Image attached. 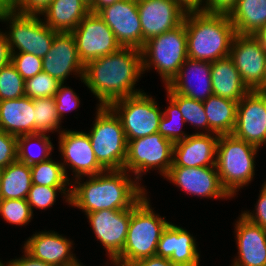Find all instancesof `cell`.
I'll list each match as a JSON object with an SVG mask.
<instances>
[{
	"label": "cell",
	"instance_id": "1",
	"mask_svg": "<svg viewBox=\"0 0 266 266\" xmlns=\"http://www.w3.org/2000/svg\"><path fill=\"white\" fill-rule=\"evenodd\" d=\"M142 74L141 50L121 47L86 63L81 82L98 99L97 106H109L114 101L143 92L135 87Z\"/></svg>",
	"mask_w": 266,
	"mask_h": 266
},
{
	"label": "cell",
	"instance_id": "2",
	"mask_svg": "<svg viewBox=\"0 0 266 266\" xmlns=\"http://www.w3.org/2000/svg\"><path fill=\"white\" fill-rule=\"evenodd\" d=\"M85 177V182L78 177L69 186L71 207H77L85 215L98 210L130 209L147 193L145 186L124 169Z\"/></svg>",
	"mask_w": 266,
	"mask_h": 266
},
{
	"label": "cell",
	"instance_id": "3",
	"mask_svg": "<svg viewBox=\"0 0 266 266\" xmlns=\"http://www.w3.org/2000/svg\"><path fill=\"white\" fill-rule=\"evenodd\" d=\"M183 22L189 59L214 62L229 56L236 33L228 14L205 13L189 8Z\"/></svg>",
	"mask_w": 266,
	"mask_h": 266
},
{
	"label": "cell",
	"instance_id": "4",
	"mask_svg": "<svg viewBox=\"0 0 266 266\" xmlns=\"http://www.w3.org/2000/svg\"><path fill=\"white\" fill-rule=\"evenodd\" d=\"M147 194L131 207L124 248L111 264L129 266L137 260L155 256L161 234L170 222L154 212Z\"/></svg>",
	"mask_w": 266,
	"mask_h": 266
},
{
	"label": "cell",
	"instance_id": "5",
	"mask_svg": "<svg viewBox=\"0 0 266 266\" xmlns=\"http://www.w3.org/2000/svg\"><path fill=\"white\" fill-rule=\"evenodd\" d=\"M259 149L232 134L219 136L215 166L223 188L232 198L253 181Z\"/></svg>",
	"mask_w": 266,
	"mask_h": 266
},
{
	"label": "cell",
	"instance_id": "6",
	"mask_svg": "<svg viewBox=\"0 0 266 266\" xmlns=\"http://www.w3.org/2000/svg\"><path fill=\"white\" fill-rule=\"evenodd\" d=\"M87 134L96 160L105 170L124 168L127 140L120 119L109 106L96 105V117Z\"/></svg>",
	"mask_w": 266,
	"mask_h": 266
},
{
	"label": "cell",
	"instance_id": "7",
	"mask_svg": "<svg viewBox=\"0 0 266 266\" xmlns=\"http://www.w3.org/2000/svg\"><path fill=\"white\" fill-rule=\"evenodd\" d=\"M141 54L143 74L153 68L160 74L164 85H168L188 58L185 23L148 39Z\"/></svg>",
	"mask_w": 266,
	"mask_h": 266
},
{
	"label": "cell",
	"instance_id": "8",
	"mask_svg": "<svg viewBox=\"0 0 266 266\" xmlns=\"http://www.w3.org/2000/svg\"><path fill=\"white\" fill-rule=\"evenodd\" d=\"M41 16L23 15L12 8L0 11V22L7 23L5 35L11 53H29L43 58L57 31L47 26Z\"/></svg>",
	"mask_w": 266,
	"mask_h": 266
},
{
	"label": "cell",
	"instance_id": "9",
	"mask_svg": "<svg viewBox=\"0 0 266 266\" xmlns=\"http://www.w3.org/2000/svg\"><path fill=\"white\" fill-rule=\"evenodd\" d=\"M173 143L160 133L127 141L124 170L141 183L143 174L158 170L163 178L173 164Z\"/></svg>",
	"mask_w": 266,
	"mask_h": 266
},
{
	"label": "cell",
	"instance_id": "10",
	"mask_svg": "<svg viewBox=\"0 0 266 266\" xmlns=\"http://www.w3.org/2000/svg\"><path fill=\"white\" fill-rule=\"evenodd\" d=\"M155 100L143 91L109 105L120 119L127 141L158 132L163 111Z\"/></svg>",
	"mask_w": 266,
	"mask_h": 266
},
{
	"label": "cell",
	"instance_id": "11",
	"mask_svg": "<svg viewBox=\"0 0 266 266\" xmlns=\"http://www.w3.org/2000/svg\"><path fill=\"white\" fill-rule=\"evenodd\" d=\"M82 63L109 55L122 46L116 40L113 31L97 13H89L71 32Z\"/></svg>",
	"mask_w": 266,
	"mask_h": 266
},
{
	"label": "cell",
	"instance_id": "12",
	"mask_svg": "<svg viewBox=\"0 0 266 266\" xmlns=\"http://www.w3.org/2000/svg\"><path fill=\"white\" fill-rule=\"evenodd\" d=\"M137 8L142 28V48L148 39L181 25L189 9L182 0H137Z\"/></svg>",
	"mask_w": 266,
	"mask_h": 266
},
{
	"label": "cell",
	"instance_id": "13",
	"mask_svg": "<svg viewBox=\"0 0 266 266\" xmlns=\"http://www.w3.org/2000/svg\"><path fill=\"white\" fill-rule=\"evenodd\" d=\"M59 152L63 158L64 172L67 178L72 181L73 178L92 176L105 171V169L96 160L89 136L83 131L65 130L59 134ZM70 168H68V167ZM68 169L73 173L72 179L69 178Z\"/></svg>",
	"mask_w": 266,
	"mask_h": 266
},
{
	"label": "cell",
	"instance_id": "14",
	"mask_svg": "<svg viewBox=\"0 0 266 266\" xmlns=\"http://www.w3.org/2000/svg\"><path fill=\"white\" fill-rule=\"evenodd\" d=\"M130 216L131 208L98 210L86 214L96 239L108 254L106 256L109 260L103 266H109L121 254L127 238Z\"/></svg>",
	"mask_w": 266,
	"mask_h": 266
},
{
	"label": "cell",
	"instance_id": "15",
	"mask_svg": "<svg viewBox=\"0 0 266 266\" xmlns=\"http://www.w3.org/2000/svg\"><path fill=\"white\" fill-rule=\"evenodd\" d=\"M229 57L249 91H263L266 50L253 35L235 34Z\"/></svg>",
	"mask_w": 266,
	"mask_h": 266
},
{
	"label": "cell",
	"instance_id": "16",
	"mask_svg": "<svg viewBox=\"0 0 266 266\" xmlns=\"http://www.w3.org/2000/svg\"><path fill=\"white\" fill-rule=\"evenodd\" d=\"M266 92L249 91L237 107L236 124L232 135L258 148L265 146Z\"/></svg>",
	"mask_w": 266,
	"mask_h": 266
},
{
	"label": "cell",
	"instance_id": "17",
	"mask_svg": "<svg viewBox=\"0 0 266 266\" xmlns=\"http://www.w3.org/2000/svg\"><path fill=\"white\" fill-rule=\"evenodd\" d=\"M169 180L185 193L199 198H232L223 188L216 166L170 167L164 179Z\"/></svg>",
	"mask_w": 266,
	"mask_h": 266
},
{
	"label": "cell",
	"instance_id": "18",
	"mask_svg": "<svg viewBox=\"0 0 266 266\" xmlns=\"http://www.w3.org/2000/svg\"><path fill=\"white\" fill-rule=\"evenodd\" d=\"M122 47L142 49V28L137 0H120L97 12Z\"/></svg>",
	"mask_w": 266,
	"mask_h": 266
},
{
	"label": "cell",
	"instance_id": "19",
	"mask_svg": "<svg viewBox=\"0 0 266 266\" xmlns=\"http://www.w3.org/2000/svg\"><path fill=\"white\" fill-rule=\"evenodd\" d=\"M43 72L61 83L70 75L83 80L84 64L79 58L76 41L71 32H57L51 48L42 58Z\"/></svg>",
	"mask_w": 266,
	"mask_h": 266
},
{
	"label": "cell",
	"instance_id": "20",
	"mask_svg": "<svg viewBox=\"0 0 266 266\" xmlns=\"http://www.w3.org/2000/svg\"><path fill=\"white\" fill-rule=\"evenodd\" d=\"M73 241L56 231H39L24 241L23 250L52 266H85L73 254Z\"/></svg>",
	"mask_w": 266,
	"mask_h": 266
},
{
	"label": "cell",
	"instance_id": "21",
	"mask_svg": "<svg viewBox=\"0 0 266 266\" xmlns=\"http://www.w3.org/2000/svg\"><path fill=\"white\" fill-rule=\"evenodd\" d=\"M196 238L182 226L169 223L161 234L155 256L179 266H200Z\"/></svg>",
	"mask_w": 266,
	"mask_h": 266
},
{
	"label": "cell",
	"instance_id": "22",
	"mask_svg": "<svg viewBox=\"0 0 266 266\" xmlns=\"http://www.w3.org/2000/svg\"><path fill=\"white\" fill-rule=\"evenodd\" d=\"M239 216L234 224L238 252L231 266H266V229Z\"/></svg>",
	"mask_w": 266,
	"mask_h": 266
},
{
	"label": "cell",
	"instance_id": "23",
	"mask_svg": "<svg viewBox=\"0 0 266 266\" xmlns=\"http://www.w3.org/2000/svg\"><path fill=\"white\" fill-rule=\"evenodd\" d=\"M167 86L177 94L204 102L213 95L211 62L187 58Z\"/></svg>",
	"mask_w": 266,
	"mask_h": 266
},
{
	"label": "cell",
	"instance_id": "24",
	"mask_svg": "<svg viewBox=\"0 0 266 266\" xmlns=\"http://www.w3.org/2000/svg\"><path fill=\"white\" fill-rule=\"evenodd\" d=\"M218 134H190L173 145L171 167L215 166Z\"/></svg>",
	"mask_w": 266,
	"mask_h": 266
},
{
	"label": "cell",
	"instance_id": "25",
	"mask_svg": "<svg viewBox=\"0 0 266 266\" xmlns=\"http://www.w3.org/2000/svg\"><path fill=\"white\" fill-rule=\"evenodd\" d=\"M0 129L17 137L34 134L33 99L24 96L0 101Z\"/></svg>",
	"mask_w": 266,
	"mask_h": 266
},
{
	"label": "cell",
	"instance_id": "26",
	"mask_svg": "<svg viewBox=\"0 0 266 266\" xmlns=\"http://www.w3.org/2000/svg\"><path fill=\"white\" fill-rule=\"evenodd\" d=\"M89 13L83 0H52L41 17L54 31L72 32Z\"/></svg>",
	"mask_w": 266,
	"mask_h": 266
},
{
	"label": "cell",
	"instance_id": "27",
	"mask_svg": "<svg viewBox=\"0 0 266 266\" xmlns=\"http://www.w3.org/2000/svg\"><path fill=\"white\" fill-rule=\"evenodd\" d=\"M211 78L214 95L239 102L249 92L229 56L211 62Z\"/></svg>",
	"mask_w": 266,
	"mask_h": 266
},
{
	"label": "cell",
	"instance_id": "28",
	"mask_svg": "<svg viewBox=\"0 0 266 266\" xmlns=\"http://www.w3.org/2000/svg\"><path fill=\"white\" fill-rule=\"evenodd\" d=\"M228 16L236 34L253 35L266 24V0H238Z\"/></svg>",
	"mask_w": 266,
	"mask_h": 266
},
{
	"label": "cell",
	"instance_id": "29",
	"mask_svg": "<svg viewBox=\"0 0 266 266\" xmlns=\"http://www.w3.org/2000/svg\"><path fill=\"white\" fill-rule=\"evenodd\" d=\"M209 128L218 135L232 134L238 102L217 95H211L203 102Z\"/></svg>",
	"mask_w": 266,
	"mask_h": 266
},
{
	"label": "cell",
	"instance_id": "30",
	"mask_svg": "<svg viewBox=\"0 0 266 266\" xmlns=\"http://www.w3.org/2000/svg\"><path fill=\"white\" fill-rule=\"evenodd\" d=\"M32 185L30 166L15 161L0 170V199H26Z\"/></svg>",
	"mask_w": 266,
	"mask_h": 266
},
{
	"label": "cell",
	"instance_id": "31",
	"mask_svg": "<svg viewBox=\"0 0 266 266\" xmlns=\"http://www.w3.org/2000/svg\"><path fill=\"white\" fill-rule=\"evenodd\" d=\"M50 139V135L40 133L18 136L17 160L29 166L48 160L52 157V151L54 150V145ZM33 142L39 146L40 153H33V149H31L34 145Z\"/></svg>",
	"mask_w": 266,
	"mask_h": 266
},
{
	"label": "cell",
	"instance_id": "32",
	"mask_svg": "<svg viewBox=\"0 0 266 266\" xmlns=\"http://www.w3.org/2000/svg\"><path fill=\"white\" fill-rule=\"evenodd\" d=\"M165 89L168 95L177 105L184 118L185 123L198 128L201 131L195 134H210L214 133L208 126V119L205 113L203 102L191 99L173 92L167 85Z\"/></svg>",
	"mask_w": 266,
	"mask_h": 266
},
{
	"label": "cell",
	"instance_id": "33",
	"mask_svg": "<svg viewBox=\"0 0 266 266\" xmlns=\"http://www.w3.org/2000/svg\"><path fill=\"white\" fill-rule=\"evenodd\" d=\"M34 107V134H48L55 131L61 134V120L56 111L54 97L35 98L33 99Z\"/></svg>",
	"mask_w": 266,
	"mask_h": 266
},
{
	"label": "cell",
	"instance_id": "34",
	"mask_svg": "<svg viewBox=\"0 0 266 266\" xmlns=\"http://www.w3.org/2000/svg\"><path fill=\"white\" fill-rule=\"evenodd\" d=\"M32 184L49 187H67L71 181L67 178L61 161L48 160L31 165Z\"/></svg>",
	"mask_w": 266,
	"mask_h": 266
},
{
	"label": "cell",
	"instance_id": "35",
	"mask_svg": "<svg viewBox=\"0 0 266 266\" xmlns=\"http://www.w3.org/2000/svg\"><path fill=\"white\" fill-rule=\"evenodd\" d=\"M167 100L169 101V106L165 110H162L163 115L160 119L158 133L174 144L182 141L190 134L185 133L182 129L186 124L178 105L168 95Z\"/></svg>",
	"mask_w": 266,
	"mask_h": 266
},
{
	"label": "cell",
	"instance_id": "36",
	"mask_svg": "<svg viewBox=\"0 0 266 266\" xmlns=\"http://www.w3.org/2000/svg\"><path fill=\"white\" fill-rule=\"evenodd\" d=\"M60 193L61 196L63 195L65 203L70 205L71 188L67 189V187H49L32 184L26 200L30 205L32 213H34V208L39 210L51 208Z\"/></svg>",
	"mask_w": 266,
	"mask_h": 266
},
{
	"label": "cell",
	"instance_id": "37",
	"mask_svg": "<svg viewBox=\"0 0 266 266\" xmlns=\"http://www.w3.org/2000/svg\"><path fill=\"white\" fill-rule=\"evenodd\" d=\"M25 96V80L10 62L0 70V101Z\"/></svg>",
	"mask_w": 266,
	"mask_h": 266
},
{
	"label": "cell",
	"instance_id": "38",
	"mask_svg": "<svg viewBox=\"0 0 266 266\" xmlns=\"http://www.w3.org/2000/svg\"><path fill=\"white\" fill-rule=\"evenodd\" d=\"M33 215L26 199L0 200V216L7 223L26 226L31 222Z\"/></svg>",
	"mask_w": 266,
	"mask_h": 266
},
{
	"label": "cell",
	"instance_id": "39",
	"mask_svg": "<svg viewBox=\"0 0 266 266\" xmlns=\"http://www.w3.org/2000/svg\"><path fill=\"white\" fill-rule=\"evenodd\" d=\"M60 84L61 82L42 71L25 80V96L31 99L54 97Z\"/></svg>",
	"mask_w": 266,
	"mask_h": 266
},
{
	"label": "cell",
	"instance_id": "40",
	"mask_svg": "<svg viewBox=\"0 0 266 266\" xmlns=\"http://www.w3.org/2000/svg\"><path fill=\"white\" fill-rule=\"evenodd\" d=\"M11 63L24 80L43 71L42 58L29 53H11Z\"/></svg>",
	"mask_w": 266,
	"mask_h": 266
},
{
	"label": "cell",
	"instance_id": "41",
	"mask_svg": "<svg viewBox=\"0 0 266 266\" xmlns=\"http://www.w3.org/2000/svg\"><path fill=\"white\" fill-rule=\"evenodd\" d=\"M64 84H60L58 91L54 95L56 111L61 121L64 119L65 113L72 112L81 105V100L77 93L71 87Z\"/></svg>",
	"mask_w": 266,
	"mask_h": 266
},
{
	"label": "cell",
	"instance_id": "42",
	"mask_svg": "<svg viewBox=\"0 0 266 266\" xmlns=\"http://www.w3.org/2000/svg\"><path fill=\"white\" fill-rule=\"evenodd\" d=\"M17 136L0 129V170L17 161Z\"/></svg>",
	"mask_w": 266,
	"mask_h": 266
},
{
	"label": "cell",
	"instance_id": "43",
	"mask_svg": "<svg viewBox=\"0 0 266 266\" xmlns=\"http://www.w3.org/2000/svg\"><path fill=\"white\" fill-rule=\"evenodd\" d=\"M258 200L255 204V210H244L241 215L248 221L261 226L266 229V181L262 184V188L259 191Z\"/></svg>",
	"mask_w": 266,
	"mask_h": 266
},
{
	"label": "cell",
	"instance_id": "44",
	"mask_svg": "<svg viewBox=\"0 0 266 266\" xmlns=\"http://www.w3.org/2000/svg\"><path fill=\"white\" fill-rule=\"evenodd\" d=\"M52 0H16L11 8L23 15L40 16L49 7Z\"/></svg>",
	"mask_w": 266,
	"mask_h": 266
},
{
	"label": "cell",
	"instance_id": "45",
	"mask_svg": "<svg viewBox=\"0 0 266 266\" xmlns=\"http://www.w3.org/2000/svg\"><path fill=\"white\" fill-rule=\"evenodd\" d=\"M238 0H203L196 8L205 13L229 14Z\"/></svg>",
	"mask_w": 266,
	"mask_h": 266
},
{
	"label": "cell",
	"instance_id": "46",
	"mask_svg": "<svg viewBox=\"0 0 266 266\" xmlns=\"http://www.w3.org/2000/svg\"><path fill=\"white\" fill-rule=\"evenodd\" d=\"M23 252V256L9 260L10 266H52L48 263L43 262L42 260L33 258L25 250Z\"/></svg>",
	"mask_w": 266,
	"mask_h": 266
},
{
	"label": "cell",
	"instance_id": "47",
	"mask_svg": "<svg viewBox=\"0 0 266 266\" xmlns=\"http://www.w3.org/2000/svg\"><path fill=\"white\" fill-rule=\"evenodd\" d=\"M129 266H179L173 264L168 258L152 256L135 261Z\"/></svg>",
	"mask_w": 266,
	"mask_h": 266
},
{
	"label": "cell",
	"instance_id": "48",
	"mask_svg": "<svg viewBox=\"0 0 266 266\" xmlns=\"http://www.w3.org/2000/svg\"><path fill=\"white\" fill-rule=\"evenodd\" d=\"M11 62V52L4 31L0 29V70Z\"/></svg>",
	"mask_w": 266,
	"mask_h": 266
},
{
	"label": "cell",
	"instance_id": "49",
	"mask_svg": "<svg viewBox=\"0 0 266 266\" xmlns=\"http://www.w3.org/2000/svg\"><path fill=\"white\" fill-rule=\"evenodd\" d=\"M120 0H94V2L89 6L91 13H97L99 10L114 4Z\"/></svg>",
	"mask_w": 266,
	"mask_h": 266
},
{
	"label": "cell",
	"instance_id": "50",
	"mask_svg": "<svg viewBox=\"0 0 266 266\" xmlns=\"http://www.w3.org/2000/svg\"><path fill=\"white\" fill-rule=\"evenodd\" d=\"M253 36L258 40L261 46L266 50V24L260 27Z\"/></svg>",
	"mask_w": 266,
	"mask_h": 266
},
{
	"label": "cell",
	"instance_id": "51",
	"mask_svg": "<svg viewBox=\"0 0 266 266\" xmlns=\"http://www.w3.org/2000/svg\"><path fill=\"white\" fill-rule=\"evenodd\" d=\"M189 8H196L203 0H182Z\"/></svg>",
	"mask_w": 266,
	"mask_h": 266
},
{
	"label": "cell",
	"instance_id": "52",
	"mask_svg": "<svg viewBox=\"0 0 266 266\" xmlns=\"http://www.w3.org/2000/svg\"><path fill=\"white\" fill-rule=\"evenodd\" d=\"M11 8V4L7 0H0V11Z\"/></svg>",
	"mask_w": 266,
	"mask_h": 266
},
{
	"label": "cell",
	"instance_id": "53",
	"mask_svg": "<svg viewBox=\"0 0 266 266\" xmlns=\"http://www.w3.org/2000/svg\"><path fill=\"white\" fill-rule=\"evenodd\" d=\"M263 91L266 92V65H265V72H264V79H263Z\"/></svg>",
	"mask_w": 266,
	"mask_h": 266
},
{
	"label": "cell",
	"instance_id": "54",
	"mask_svg": "<svg viewBox=\"0 0 266 266\" xmlns=\"http://www.w3.org/2000/svg\"><path fill=\"white\" fill-rule=\"evenodd\" d=\"M87 5L88 7L94 2V0H83Z\"/></svg>",
	"mask_w": 266,
	"mask_h": 266
},
{
	"label": "cell",
	"instance_id": "55",
	"mask_svg": "<svg viewBox=\"0 0 266 266\" xmlns=\"http://www.w3.org/2000/svg\"><path fill=\"white\" fill-rule=\"evenodd\" d=\"M0 266H10L9 261L3 263L2 260H0Z\"/></svg>",
	"mask_w": 266,
	"mask_h": 266
},
{
	"label": "cell",
	"instance_id": "56",
	"mask_svg": "<svg viewBox=\"0 0 266 266\" xmlns=\"http://www.w3.org/2000/svg\"><path fill=\"white\" fill-rule=\"evenodd\" d=\"M11 5L16 1V0H7Z\"/></svg>",
	"mask_w": 266,
	"mask_h": 266
},
{
	"label": "cell",
	"instance_id": "57",
	"mask_svg": "<svg viewBox=\"0 0 266 266\" xmlns=\"http://www.w3.org/2000/svg\"><path fill=\"white\" fill-rule=\"evenodd\" d=\"M265 146H266V130H265Z\"/></svg>",
	"mask_w": 266,
	"mask_h": 266
}]
</instances>
